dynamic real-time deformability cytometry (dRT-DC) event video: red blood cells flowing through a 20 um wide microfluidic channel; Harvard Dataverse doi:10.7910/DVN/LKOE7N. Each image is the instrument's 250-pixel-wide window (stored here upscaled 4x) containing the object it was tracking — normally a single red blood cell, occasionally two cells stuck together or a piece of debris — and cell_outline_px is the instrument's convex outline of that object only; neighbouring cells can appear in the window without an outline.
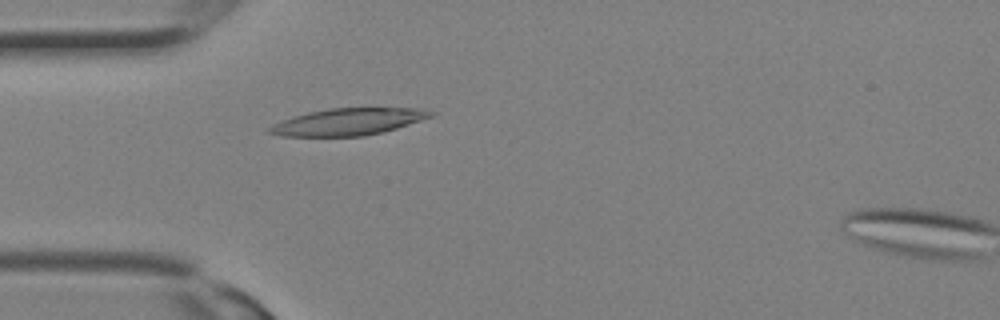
{"species": "Egyptian fruit bat (a non-hibernating species)", "species_latin": "Rousettus aegyptiacus", "temperature_condition": "room temperature", "stored_images_in_passage": 10, "camera_frame_rate_fps": 3000, "um_per_image_px": 0.085, "animal": {"sex": "female"}, "frame": {"image": 1, "passage_image": 9, "time_ms": 2.667, "image_size_px": [1000, 320], "cell_outline_px": [[436, 116], [384, 132], [364, 136], [280, 136], [268, 132], [268, 128], [272, 124], [292, 116], [308, 112], [328, 108], [412, 108], [436, 112]], "centroid_in_image_um": [29.61, 10.35], "position_along_channel_um": 55.4, "area_um2": 25.43}}